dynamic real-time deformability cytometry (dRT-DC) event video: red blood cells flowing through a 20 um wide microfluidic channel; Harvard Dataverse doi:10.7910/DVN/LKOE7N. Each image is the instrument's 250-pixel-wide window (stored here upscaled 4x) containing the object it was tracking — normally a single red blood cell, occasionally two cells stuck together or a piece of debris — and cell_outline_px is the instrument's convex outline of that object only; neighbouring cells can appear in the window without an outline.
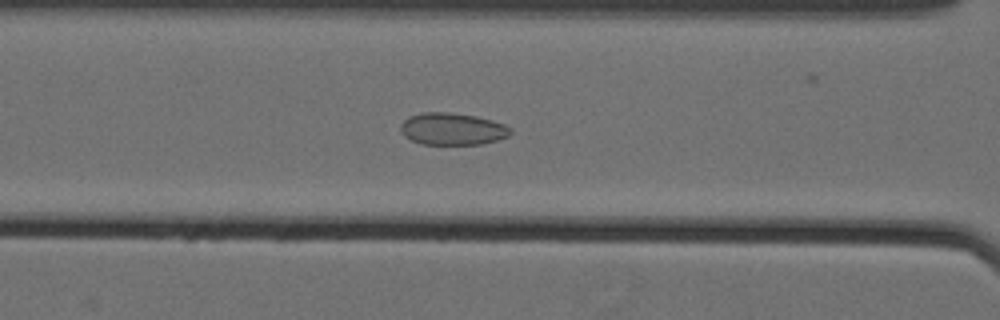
{"species": "Egyptian fruit bat (a non-hibernating species)", "species_latin": "Rousettus aegyptiacus", "temperature_condition": "cold", "stored_images_in_passage": 47, "camera_frame_rate_fps": 3000, "um_per_image_px": 0.085, "animal": {"sex": "female"}, "frame": {"image": 1, "passage_image": 15, "time_ms": 4.667, "image_size_px": [1000, 320], "cell_outline_px": [[512, 132], [508, 136], [496, 140], [480, 144], [420, 144], [404, 136], [400, 128], [400, 124], [408, 116], [424, 112], [448, 112], [476, 116], [492, 120], [504, 124], [512, 128]], "centroid_in_image_um": [38.44, 10.95], "position_along_channel_um": 128.2, "area_um2": 20.58}}
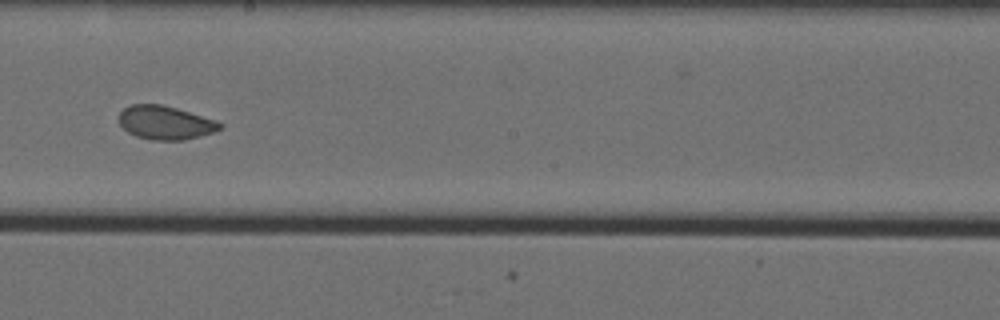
{"frame": {"image": 2, "passage_image": 24, "time_ms": 7.667, "image_size_px": [1000, 320], "cell_outline_px": [[224, 124], [220, 128], [212, 132], [200, 136], [184, 140], [152, 140], [136, 136], [128, 132], [120, 124], [120, 112], [124, 108], [132, 104], [160, 104], [176, 108], [216, 120]], "centroid_in_image_um": [14.05, 10.43], "position_along_channel_um": 234.1, "area_um2": 19.59}}
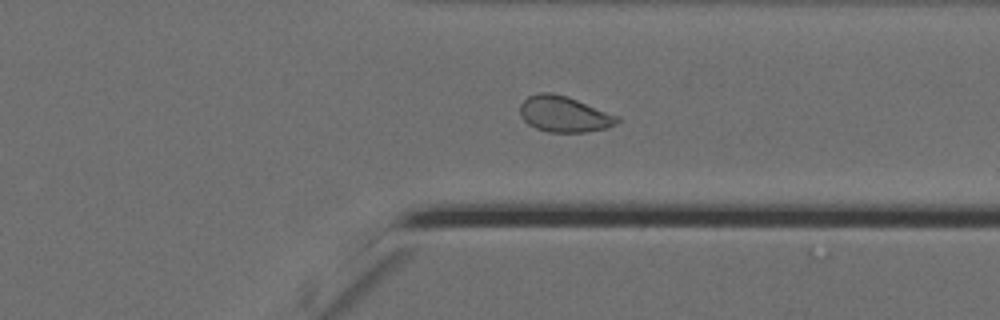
{"frame": {"image": 3, "passage_image": 35, "time_ms": 11.333, "image_size_px": [1000, 320], "cell_outline_px": [[620, 120], [616, 124], [604, 128], [584, 132], [548, 132], [536, 128], [528, 124], [520, 116], [520, 104], [528, 96], [540, 92], [552, 92], [576, 100], [620, 116]], "centroid_in_image_um": [47.93, 9.7], "position_along_channel_um": 363.5, "area_um2": 20.17}}